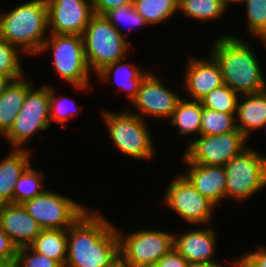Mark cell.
Instances as JSON below:
<instances>
[{
  "mask_svg": "<svg viewBox=\"0 0 266 267\" xmlns=\"http://www.w3.org/2000/svg\"><path fill=\"white\" fill-rule=\"evenodd\" d=\"M119 258L116 226L96 209L85 211L67 229L64 267H110Z\"/></svg>",
  "mask_w": 266,
  "mask_h": 267,
  "instance_id": "6da1fadb",
  "label": "cell"
},
{
  "mask_svg": "<svg viewBox=\"0 0 266 267\" xmlns=\"http://www.w3.org/2000/svg\"><path fill=\"white\" fill-rule=\"evenodd\" d=\"M210 52L218 62L223 82L239 95L266 89V80L256 53L249 42L233 35H218Z\"/></svg>",
  "mask_w": 266,
  "mask_h": 267,
  "instance_id": "7a4b0ae2",
  "label": "cell"
},
{
  "mask_svg": "<svg viewBox=\"0 0 266 267\" xmlns=\"http://www.w3.org/2000/svg\"><path fill=\"white\" fill-rule=\"evenodd\" d=\"M48 32L46 0H31L0 12V37L29 56L38 55Z\"/></svg>",
  "mask_w": 266,
  "mask_h": 267,
  "instance_id": "3957f363",
  "label": "cell"
},
{
  "mask_svg": "<svg viewBox=\"0 0 266 267\" xmlns=\"http://www.w3.org/2000/svg\"><path fill=\"white\" fill-rule=\"evenodd\" d=\"M128 111H104L101 117L106 124L109 138L121 153L138 160L149 161L154 157L155 143L147 121Z\"/></svg>",
  "mask_w": 266,
  "mask_h": 267,
  "instance_id": "277c9868",
  "label": "cell"
},
{
  "mask_svg": "<svg viewBox=\"0 0 266 267\" xmlns=\"http://www.w3.org/2000/svg\"><path fill=\"white\" fill-rule=\"evenodd\" d=\"M82 38L88 68L95 74L107 65L125 59L132 46L105 16L97 14L90 19Z\"/></svg>",
  "mask_w": 266,
  "mask_h": 267,
  "instance_id": "5b68a950",
  "label": "cell"
},
{
  "mask_svg": "<svg viewBox=\"0 0 266 267\" xmlns=\"http://www.w3.org/2000/svg\"><path fill=\"white\" fill-rule=\"evenodd\" d=\"M52 52L54 71L59 78L79 90H87L91 84L83 38L80 35L48 34L39 54Z\"/></svg>",
  "mask_w": 266,
  "mask_h": 267,
  "instance_id": "8992f818",
  "label": "cell"
},
{
  "mask_svg": "<svg viewBox=\"0 0 266 267\" xmlns=\"http://www.w3.org/2000/svg\"><path fill=\"white\" fill-rule=\"evenodd\" d=\"M226 199L243 202L266 187V156L248 147L225 166Z\"/></svg>",
  "mask_w": 266,
  "mask_h": 267,
  "instance_id": "52a82bcc",
  "label": "cell"
},
{
  "mask_svg": "<svg viewBox=\"0 0 266 267\" xmlns=\"http://www.w3.org/2000/svg\"><path fill=\"white\" fill-rule=\"evenodd\" d=\"M50 86L33 85L26 94L23 106L10 130L4 135L12 149H26L25 144L36 133L49 129L50 124ZM31 138V139H30Z\"/></svg>",
  "mask_w": 266,
  "mask_h": 267,
  "instance_id": "ba28073f",
  "label": "cell"
},
{
  "mask_svg": "<svg viewBox=\"0 0 266 267\" xmlns=\"http://www.w3.org/2000/svg\"><path fill=\"white\" fill-rule=\"evenodd\" d=\"M120 258L131 267L155 266L173 248V234L144 228L124 234L116 227Z\"/></svg>",
  "mask_w": 266,
  "mask_h": 267,
  "instance_id": "9c48e42d",
  "label": "cell"
},
{
  "mask_svg": "<svg viewBox=\"0 0 266 267\" xmlns=\"http://www.w3.org/2000/svg\"><path fill=\"white\" fill-rule=\"evenodd\" d=\"M22 206L42 229H68L85 211V205L66 195L46 189Z\"/></svg>",
  "mask_w": 266,
  "mask_h": 267,
  "instance_id": "30bf717a",
  "label": "cell"
},
{
  "mask_svg": "<svg viewBox=\"0 0 266 267\" xmlns=\"http://www.w3.org/2000/svg\"><path fill=\"white\" fill-rule=\"evenodd\" d=\"M183 152L191 162L225 166L249 147L248 139L238 130L219 135H199L191 139Z\"/></svg>",
  "mask_w": 266,
  "mask_h": 267,
  "instance_id": "8fae6325",
  "label": "cell"
},
{
  "mask_svg": "<svg viewBox=\"0 0 266 267\" xmlns=\"http://www.w3.org/2000/svg\"><path fill=\"white\" fill-rule=\"evenodd\" d=\"M177 175L165 190L162 202L190 224L209 223L217 206L201 195L181 173Z\"/></svg>",
  "mask_w": 266,
  "mask_h": 267,
  "instance_id": "7c38bea8",
  "label": "cell"
},
{
  "mask_svg": "<svg viewBox=\"0 0 266 267\" xmlns=\"http://www.w3.org/2000/svg\"><path fill=\"white\" fill-rule=\"evenodd\" d=\"M181 99L176 91L165 86L160 77L150 71L143 78L137 95L131 102L138 112H131L145 121L150 117L169 120Z\"/></svg>",
  "mask_w": 266,
  "mask_h": 267,
  "instance_id": "4fadbf2b",
  "label": "cell"
},
{
  "mask_svg": "<svg viewBox=\"0 0 266 267\" xmlns=\"http://www.w3.org/2000/svg\"><path fill=\"white\" fill-rule=\"evenodd\" d=\"M48 34L80 35L94 15L90 0H46Z\"/></svg>",
  "mask_w": 266,
  "mask_h": 267,
  "instance_id": "5bb4252c",
  "label": "cell"
},
{
  "mask_svg": "<svg viewBox=\"0 0 266 267\" xmlns=\"http://www.w3.org/2000/svg\"><path fill=\"white\" fill-rule=\"evenodd\" d=\"M206 58L188 56L184 90L190 95L191 100L201 101L213 89L224 84L220 66L215 58L209 54Z\"/></svg>",
  "mask_w": 266,
  "mask_h": 267,
  "instance_id": "9a60e30c",
  "label": "cell"
},
{
  "mask_svg": "<svg viewBox=\"0 0 266 267\" xmlns=\"http://www.w3.org/2000/svg\"><path fill=\"white\" fill-rule=\"evenodd\" d=\"M217 233L213 228L205 227L173 234V247L190 263H220L214 261Z\"/></svg>",
  "mask_w": 266,
  "mask_h": 267,
  "instance_id": "2e32d148",
  "label": "cell"
},
{
  "mask_svg": "<svg viewBox=\"0 0 266 267\" xmlns=\"http://www.w3.org/2000/svg\"><path fill=\"white\" fill-rule=\"evenodd\" d=\"M0 227L18 248L29 246L42 228L22 204H0Z\"/></svg>",
  "mask_w": 266,
  "mask_h": 267,
  "instance_id": "e0dca14e",
  "label": "cell"
},
{
  "mask_svg": "<svg viewBox=\"0 0 266 267\" xmlns=\"http://www.w3.org/2000/svg\"><path fill=\"white\" fill-rule=\"evenodd\" d=\"M183 162L188 167L182 175L204 197L216 206L226 198V171L224 166L191 163L184 155Z\"/></svg>",
  "mask_w": 266,
  "mask_h": 267,
  "instance_id": "ac0fdd59",
  "label": "cell"
},
{
  "mask_svg": "<svg viewBox=\"0 0 266 267\" xmlns=\"http://www.w3.org/2000/svg\"><path fill=\"white\" fill-rule=\"evenodd\" d=\"M235 123L237 129L249 140L252 132L262 129L266 123V89L261 92L240 95Z\"/></svg>",
  "mask_w": 266,
  "mask_h": 267,
  "instance_id": "d6986e66",
  "label": "cell"
},
{
  "mask_svg": "<svg viewBox=\"0 0 266 267\" xmlns=\"http://www.w3.org/2000/svg\"><path fill=\"white\" fill-rule=\"evenodd\" d=\"M32 151L11 149V152L0 160V204H13V191L21 174L31 164Z\"/></svg>",
  "mask_w": 266,
  "mask_h": 267,
  "instance_id": "ffe728a7",
  "label": "cell"
},
{
  "mask_svg": "<svg viewBox=\"0 0 266 267\" xmlns=\"http://www.w3.org/2000/svg\"><path fill=\"white\" fill-rule=\"evenodd\" d=\"M149 69L140 70L136 64H130L124 62V59L118 60L113 64L107 65L96 75L102 82H110L113 79L118 85V89L125 90L127 93L128 101L131 103L132 100L136 97L139 90L140 84L143 78L149 73ZM111 78V79H110Z\"/></svg>",
  "mask_w": 266,
  "mask_h": 267,
  "instance_id": "44dd1931",
  "label": "cell"
},
{
  "mask_svg": "<svg viewBox=\"0 0 266 267\" xmlns=\"http://www.w3.org/2000/svg\"><path fill=\"white\" fill-rule=\"evenodd\" d=\"M25 77L13 80L0 96V136L10 130L23 106L27 91L34 85Z\"/></svg>",
  "mask_w": 266,
  "mask_h": 267,
  "instance_id": "7402d4cb",
  "label": "cell"
},
{
  "mask_svg": "<svg viewBox=\"0 0 266 267\" xmlns=\"http://www.w3.org/2000/svg\"><path fill=\"white\" fill-rule=\"evenodd\" d=\"M29 247L64 267L67 259V229H42Z\"/></svg>",
  "mask_w": 266,
  "mask_h": 267,
  "instance_id": "603a6c76",
  "label": "cell"
},
{
  "mask_svg": "<svg viewBox=\"0 0 266 267\" xmlns=\"http://www.w3.org/2000/svg\"><path fill=\"white\" fill-rule=\"evenodd\" d=\"M203 105L201 101L182 98L169 122L177 128L179 135H200ZM196 133V134H195Z\"/></svg>",
  "mask_w": 266,
  "mask_h": 267,
  "instance_id": "cb8c5ba5",
  "label": "cell"
},
{
  "mask_svg": "<svg viewBox=\"0 0 266 267\" xmlns=\"http://www.w3.org/2000/svg\"><path fill=\"white\" fill-rule=\"evenodd\" d=\"M229 10L224 0H179L178 13L195 21H215Z\"/></svg>",
  "mask_w": 266,
  "mask_h": 267,
  "instance_id": "d4e9b609",
  "label": "cell"
},
{
  "mask_svg": "<svg viewBox=\"0 0 266 267\" xmlns=\"http://www.w3.org/2000/svg\"><path fill=\"white\" fill-rule=\"evenodd\" d=\"M177 0H133L135 10L148 26L164 23L178 12Z\"/></svg>",
  "mask_w": 266,
  "mask_h": 267,
  "instance_id": "484cf974",
  "label": "cell"
},
{
  "mask_svg": "<svg viewBox=\"0 0 266 267\" xmlns=\"http://www.w3.org/2000/svg\"><path fill=\"white\" fill-rule=\"evenodd\" d=\"M43 171L31 167V164L21 174L13 191V204H23L25 201L41 195L46 189Z\"/></svg>",
  "mask_w": 266,
  "mask_h": 267,
  "instance_id": "4316f807",
  "label": "cell"
},
{
  "mask_svg": "<svg viewBox=\"0 0 266 267\" xmlns=\"http://www.w3.org/2000/svg\"><path fill=\"white\" fill-rule=\"evenodd\" d=\"M236 129L235 114L221 113L203 107L200 135H219Z\"/></svg>",
  "mask_w": 266,
  "mask_h": 267,
  "instance_id": "83f0119b",
  "label": "cell"
},
{
  "mask_svg": "<svg viewBox=\"0 0 266 267\" xmlns=\"http://www.w3.org/2000/svg\"><path fill=\"white\" fill-rule=\"evenodd\" d=\"M240 95L229 86H222L213 89L201 100L203 107L221 113L236 114L238 99Z\"/></svg>",
  "mask_w": 266,
  "mask_h": 267,
  "instance_id": "f1b7e54d",
  "label": "cell"
},
{
  "mask_svg": "<svg viewBox=\"0 0 266 267\" xmlns=\"http://www.w3.org/2000/svg\"><path fill=\"white\" fill-rule=\"evenodd\" d=\"M53 87L50 86V124L54 121L61 127H66V122L75 118L82 110V106L76 104L75 100L70 97H59ZM72 104V105H71Z\"/></svg>",
  "mask_w": 266,
  "mask_h": 267,
  "instance_id": "f546056e",
  "label": "cell"
},
{
  "mask_svg": "<svg viewBox=\"0 0 266 267\" xmlns=\"http://www.w3.org/2000/svg\"><path fill=\"white\" fill-rule=\"evenodd\" d=\"M245 5V26L250 36L261 40L266 35V0H243Z\"/></svg>",
  "mask_w": 266,
  "mask_h": 267,
  "instance_id": "4dcf8cb0",
  "label": "cell"
},
{
  "mask_svg": "<svg viewBox=\"0 0 266 267\" xmlns=\"http://www.w3.org/2000/svg\"><path fill=\"white\" fill-rule=\"evenodd\" d=\"M21 50L0 37V74L10 76L13 80L23 78Z\"/></svg>",
  "mask_w": 266,
  "mask_h": 267,
  "instance_id": "1f68e13d",
  "label": "cell"
},
{
  "mask_svg": "<svg viewBox=\"0 0 266 267\" xmlns=\"http://www.w3.org/2000/svg\"><path fill=\"white\" fill-rule=\"evenodd\" d=\"M105 17L109 22L116 27V29L127 38V34L123 33L122 27L127 26L129 30L135 27H146L148 24L145 22L144 18L135 10L133 5H125L120 8L114 9L108 12ZM121 25V26H120ZM120 26V27H119Z\"/></svg>",
  "mask_w": 266,
  "mask_h": 267,
  "instance_id": "d6a6232c",
  "label": "cell"
},
{
  "mask_svg": "<svg viewBox=\"0 0 266 267\" xmlns=\"http://www.w3.org/2000/svg\"><path fill=\"white\" fill-rule=\"evenodd\" d=\"M16 262L21 267H62L57 261L35 252L29 246L17 249Z\"/></svg>",
  "mask_w": 266,
  "mask_h": 267,
  "instance_id": "836d02e7",
  "label": "cell"
},
{
  "mask_svg": "<svg viewBox=\"0 0 266 267\" xmlns=\"http://www.w3.org/2000/svg\"><path fill=\"white\" fill-rule=\"evenodd\" d=\"M94 14L105 16L108 12L125 5H132L133 0H90Z\"/></svg>",
  "mask_w": 266,
  "mask_h": 267,
  "instance_id": "e575fe53",
  "label": "cell"
},
{
  "mask_svg": "<svg viewBox=\"0 0 266 267\" xmlns=\"http://www.w3.org/2000/svg\"><path fill=\"white\" fill-rule=\"evenodd\" d=\"M156 267H190V263L173 247L155 264Z\"/></svg>",
  "mask_w": 266,
  "mask_h": 267,
  "instance_id": "d590c367",
  "label": "cell"
},
{
  "mask_svg": "<svg viewBox=\"0 0 266 267\" xmlns=\"http://www.w3.org/2000/svg\"><path fill=\"white\" fill-rule=\"evenodd\" d=\"M17 247L0 227V261L15 262Z\"/></svg>",
  "mask_w": 266,
  "mask_h": 267,
  "instance_id": "8d00e7d4",
  "label": "cell"
},
{
  "mask_svg": "<svg viewBox=\"0 0 266 267\" xmlns=\"http://www.w3.org/2000/svg\"><path fill=\"white\" fill-rule=\"evenodd\" d=\"M256 267H266V247L256 248L253 252L244 254Z\"/></svg>",
  "mask_w": 266,
  "mask_h": 267,
  "instance_id": "74e56055",
  "label": "cell"
},
{
  "mask_svg": "<svg viewBox=\"0 0 266 267\" xmlns=\"http://www.w3.org/2000/svg\"><path fill=\"white\" fill-rule=\"evenodd\" d=\"M231 263L235 267H256L245 255L240 256L236 261L234 260Z\"/></svg>",
  "mask_w": 266,
  "mask_h": 267,
  "instance_id": "f35d334b",
  "label": "cell"
},
{
  "mask_svg": "<svg viewBox=\"0 0 266 267\" xmlns=\"http://www.w3.org/2000/svg\"><path fill=\"white\" fill-rule=\"evenodd\" d=\"M12 81L13 79L10 76L0 74V96L5 92Z\"/></svg>",
  "mask_w": 266,
  "mask_h": 267,
  "instance_id": "ab89813d",
  "label": "cell"
},
{
  "mask_svg": "<svg viewBox=\"0 0 266 267\" xmlns=\"http://www.w3.org/2000/svg\"><path fill=\"white\" fill-rule=\"evenodd\" d=\"M190 267H224L222 263H200V264H190Z\"/></svg>",
  "mask_w": 266,
  "mask_h": 267,
  "instance_id": "60d3db41",
  "label": "cell"
},
{
  "mask_svg": "<svg viewBox=\"0 0 266 267\" xmlns=\"http://www.w3.org/2000/svg\"><path fill=\"white\" fill-rule=\"evenodd\" d=\"M110 267H131V266L126 262H124L121 258H119Z\"/></svg>",
  "mask_w": 266,
  "mask_h": 267,
  "instance_id": "b9f144b4",
  "label": "cell"
},
{
  "mask_svg": "<svg viewBox=\"0 0 266 267\" xmlns=\"http://www.w3.org/2000/svg\"><path fill=\"white\" fill-rule=\"evenodd\" d=\"M225 1V3L228 5V6H230L231 5V3H233V4H241V2L243 1V0H224Z\"/></svg>",
  "mask_w": 266,
  "mask_h": 267,
  "instance_id": "7bdbcfd3",
  "label": "cell"
},
{
  "mask_svg": "<svg viewBox=\"0 0 266 267\" xmlns=\"http://www.w3.org/2000/svg\"><path fill=\"white\" fill-rule=\"evenodd\" d=\"M12 262L0 261V267H8Z\"/></svg>",
  "mask_w": 266,
  "mask_h": 267,
  "instance_id": "ee69618b",
  "label": "cell"
},
{
  "mask_svg": "<svg viewBox=\"0 0 266 267\" xmlns=\"http://www.w3.org/2000/svg\"><path fill=\"white\" fill-rule=\"evenodd\" d=\"M8 267H21L16 261L12 262Z\"/></svg>",
  "mask_w": 266,
  "mask_h": 267,
  "instance_id": "f6af8a7d",
  "label": "cell"
},
{
  "mask_svg": "<svg viewBox=\"0 0 266 267\" xmlns=\"http://www.w3.org/2000/svg\"><path fill=\"white\" fill-rule=\"evenodd\" d=\"M263 43V45L266 47V35L261 39V41Z\"/></svg>",
  "mask_w": 266,
  "mask_h": 267,
  "instance_id": "bcb514c9",
  "label": "cell"
}]
</instances>
